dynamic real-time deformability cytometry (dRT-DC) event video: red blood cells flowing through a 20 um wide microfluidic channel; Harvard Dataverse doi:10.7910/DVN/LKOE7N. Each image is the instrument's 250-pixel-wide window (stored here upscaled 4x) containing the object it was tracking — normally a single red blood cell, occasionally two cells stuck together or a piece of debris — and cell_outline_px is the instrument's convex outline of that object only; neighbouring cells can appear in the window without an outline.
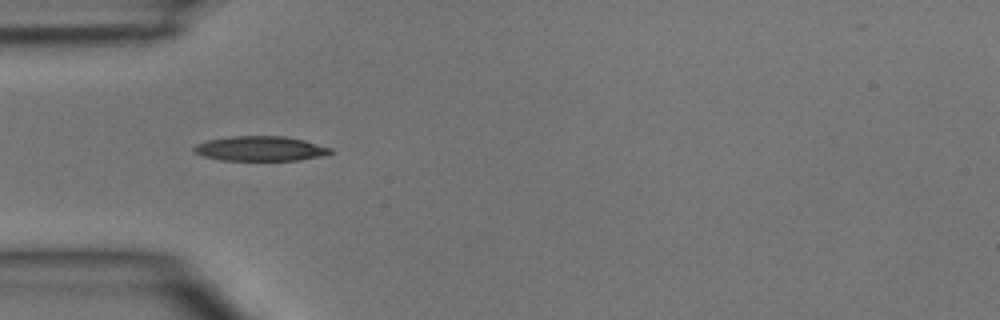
{"species": "common noctule bat (a hibernating species)", "species_latin": "Nyctalus noctula", "temperature_condition": "room temperature", "stored_images_in_passage": 2, "camera_frame_rate_fps": 3000, "um_per_image_px": 0.085, "animal": {"sex": "male", "body_mass_g": 15.6}, "frame": {"image": 1, "passage_image": 1, "time_ms": 0.0, "image_size_px": [1000, 320], "cell_outline_px": [[332, 152], [324, 156], [296, 160], [220, 160], [204, 156], [192, 152], [192, 148], [196, 144], [208, 140], [232, 136], [284, 136], [304, 140], [332, 148]], "centroid_in_image_um": [22.11, 12.63], "position_along_channel_um": 62.9, "area_um2": 19.71}}
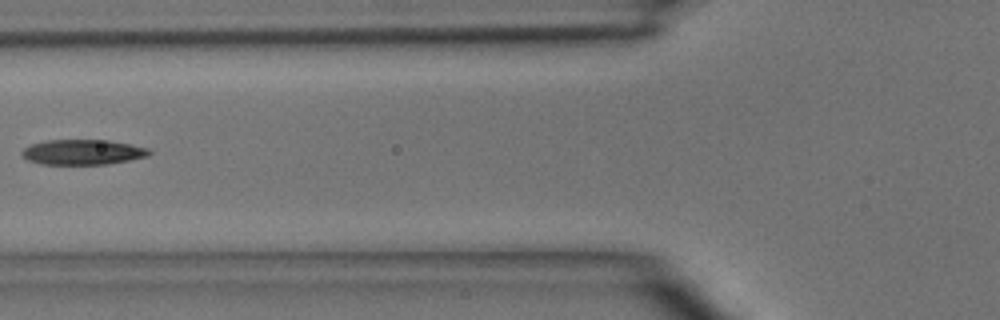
{"frame": {"image": 2, "passage_image": 2, "time_ms": 1.333, "image_size_px": [1000, 320], "cell_outline_px": [[152, 152], [148, 156], [108, 164], [40, 164], [28, 160], [20, 152], [24, 148], [32, 144], [44, 140], [108, 140], [132, 144], [148, 148]], "centroid_in_image_um": [7.04, 12.92], "position_along_channel_um": 118.8, "area_um2": 18.67}}